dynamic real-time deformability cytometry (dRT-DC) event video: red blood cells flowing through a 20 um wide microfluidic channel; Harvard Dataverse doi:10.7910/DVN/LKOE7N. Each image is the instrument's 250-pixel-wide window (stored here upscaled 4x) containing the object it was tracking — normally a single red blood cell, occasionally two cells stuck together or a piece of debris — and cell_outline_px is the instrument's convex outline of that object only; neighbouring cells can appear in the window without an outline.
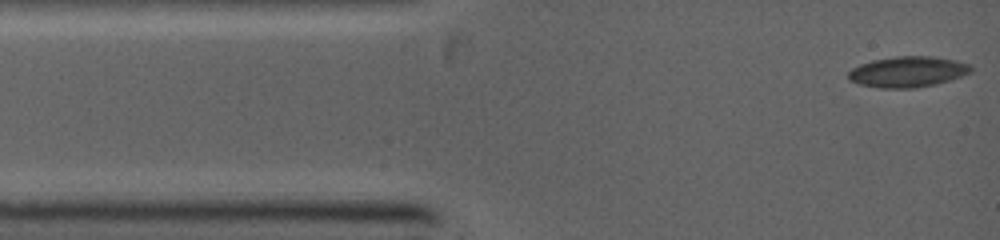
{"species": "common noctule bat (a hibernating species)", "species_latin": "Nyctalus noctula", "temperature_condition": "warm", "stored_images_in_passage": 35, "camera_frame_rate_fps": 5000, "um_per_image_px": 0.085, "animal": {"sex": "female", "body_mass_g": 19.0, "forearm_length_mm": 53.3}, "frame": {"image": 1, "passage_image": 1, "time_ms": 0.0, "image_size_px": [1000, 240], "cell_outline_px": [[972, 72], [936, 84], [916, 88], [880, 88], [860, 84], [848, 80], [848, 72], [852, 68], [860, 64], [872, 60], [896, 56], [932, 56], [956, 60], [972, 64]], "centroid_in_image_um": [77.16, 6.1], "position_along_channel_um": 7.8, "area_um2": 22.08}}
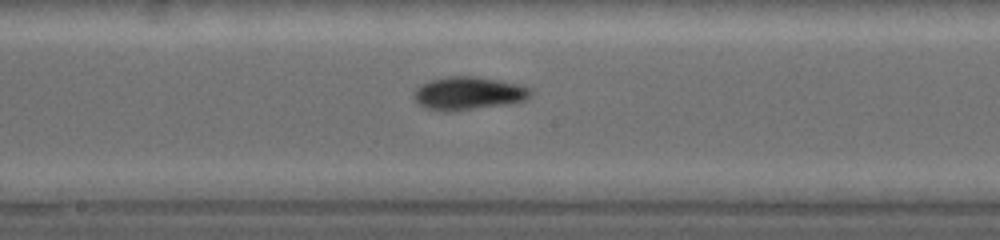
{"frame": {"image": 2, "passage_image": 16, "time_ms": 5.6, "image_size_px": [1000, 240], "cell_outline_px": [[532, 92], [524, 100], [508, 104], [452, 112], [424, 108], [412, 96], [416, 88], [420, 84], [432, 80], [448, 76], [476, 76], [500, 80], [520, 84], [528, 88]], "centroid_in_image_um": [39.79, 7.93], "position_along_channel_um": 208.4, "area_um2": 22.54}}
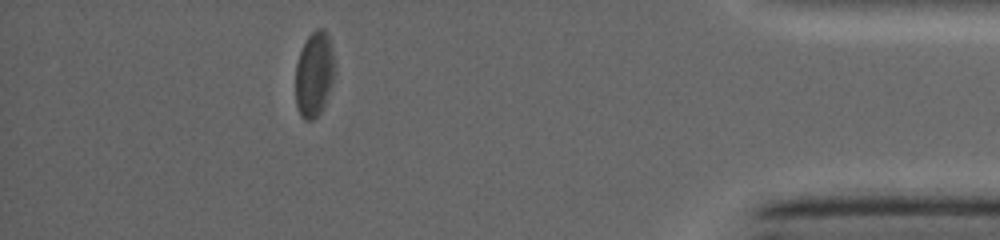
{"frame": {"image": 3, "passage_image": 30, "time_ms": 11.0, "image_size_px": [1000, 240], "cell_outline_px": [[336, 72], [324, 104], [320, 112], [312, 120], [304, 120], [300, 116], [296, 104], [296, 64], [300, 52], [308, 36], [316, 28], [324, 28], [332, 44], [336, 68]], "centroid_in_image_um": [26.73, 6.28], "position_along_channel_um": 408.5, "area_um2": 19.59}}